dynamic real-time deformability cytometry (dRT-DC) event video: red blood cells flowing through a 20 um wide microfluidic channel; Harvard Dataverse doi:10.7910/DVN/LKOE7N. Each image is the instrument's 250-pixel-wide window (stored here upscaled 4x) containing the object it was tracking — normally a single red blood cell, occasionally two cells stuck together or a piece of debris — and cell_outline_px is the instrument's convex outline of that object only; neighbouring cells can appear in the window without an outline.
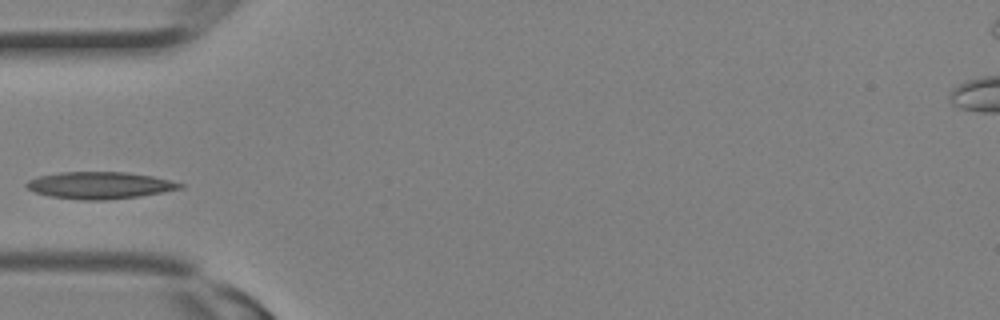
{"species": "Egyptian fruit bat (a non-hibernating species)", "species_latin": "Rousettus aegyptiacus", "temperature_condition": "room temperature", "stored_images_in_passage": 8, "camera_frame_rate_fps": 3000, "um_per_image_px": 0.085, "animal": {"sex": "female"}, "frame": {"image": 1, "passage_image": 7, "time_ms": 2.0, "image_size_px": [1000, 320], "cell_outline_px": [[184, 188], [164, 192], [140, 196], [104, 200], [80, 200], [52, 196], [36, 192], [28, 188], [24, 184], [28, 180], [40, 176], [60, 172], [128, 172], [152, 176], [184, 184]], "centroid_in_image_um": [8.51, 15.75], "position_along_channel_um": 76.5, "area_um2": 23.99}}